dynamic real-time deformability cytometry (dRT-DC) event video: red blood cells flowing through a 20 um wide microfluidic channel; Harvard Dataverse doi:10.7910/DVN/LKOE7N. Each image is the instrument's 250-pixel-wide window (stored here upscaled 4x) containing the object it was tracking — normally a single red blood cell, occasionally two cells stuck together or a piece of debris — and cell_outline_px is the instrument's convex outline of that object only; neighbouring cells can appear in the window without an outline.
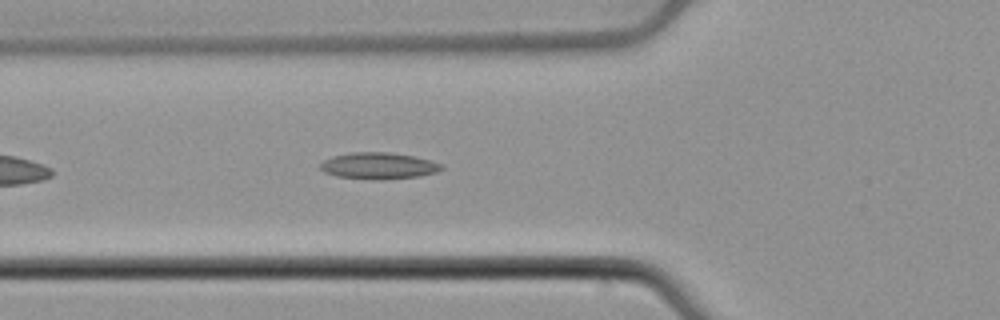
{"species": "common noctule bat (a hibernating species)", "species_latin": "Nyctalus noctula", "temperature_condition": "cold", "stored_images_in_passage": 40, "camera_frame_rate_fps": 3000, "um_per_image_px": 0.085, "animal": {"sex": "male", "body_mass_g": 21.5, "forearm_length_mm": 52.0}, "frame": {"image": 1, "passage_image": 7, "time_ms": 2.0, "image_size_px": [1000, 320], "cell_outline_px": [[444, 168], [436, 172], [420, 176], [384, 180], [376, 180], [336, 176], [324, 172], [320, 168], [320, 164], [324, 160], [336, 156], [356, 152], [388, 152], [412, 156], [444, 164]], "centroid_in_image_um": [32.21, 14.11], "position_along_channel_um": 93.6, "area_um2": 18.61}}
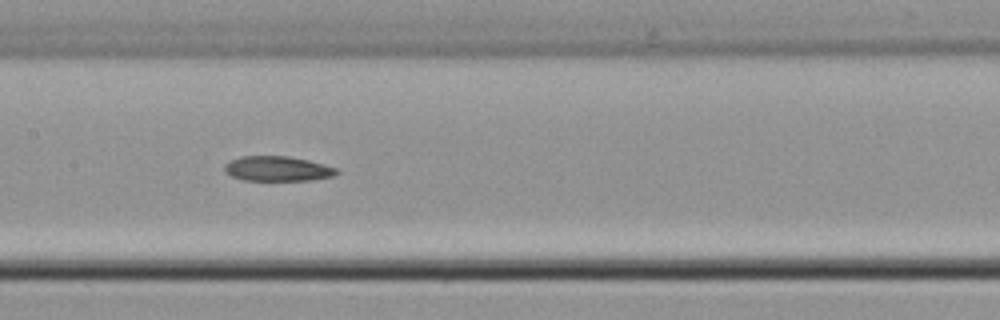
{"frame": {"image": 2, "passage_image": 14, "time_ms": 4.333, "image_size_px": [1000, 320], "cell_outline_px": [[340, 172], [336, 176], [312, 180], [244, 180], [232, 176], [224, 172], [224, 164], [240, 156], [288, 156], [308, 160], [324, 164], [336, 168]], "centroid_in_image_um": [23.61, 14.34], "position_along_channel_um": 183.8, "area_um2": 16.36}}
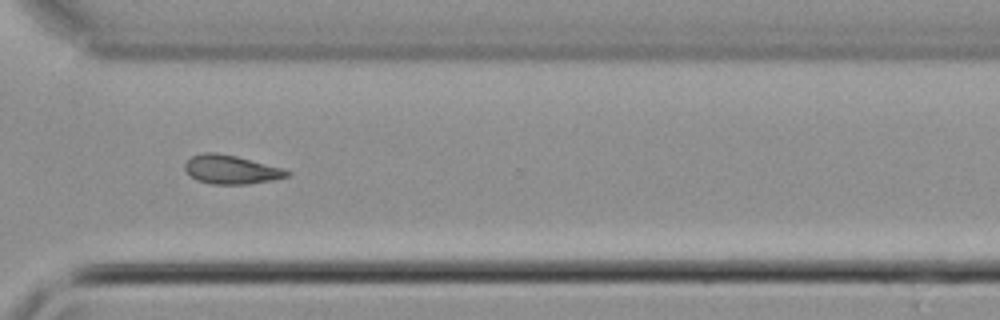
{"frame": {"image": 3, "passage_image": 27, "time_ms": 8.667, "image_size_px": [1000, 320], "cell_outline_px": [[292, 172], [288, 176], [272, 180], [248, 184], [212, 184], [196, 180], [184, 168], [184, 164], [192, 156], [204, 152], [216, 152], [236, 156], [284, 168]], "centroid_in_image_um": [19.66, 14.41], "position_along_channel_um": 350.9, "area_um2": 17.11}, "authors_computed_cell_mechanics": {"area_um2": 17.0221, "velocity_mm_per_s": 3.846, "shape_relaxation_time_tau1_ms": null, "shape_relaxation_time_tau2_ms": 7.2638, "deformation_change_tau1": null, "deformation_change_tau2": 0.1212}}